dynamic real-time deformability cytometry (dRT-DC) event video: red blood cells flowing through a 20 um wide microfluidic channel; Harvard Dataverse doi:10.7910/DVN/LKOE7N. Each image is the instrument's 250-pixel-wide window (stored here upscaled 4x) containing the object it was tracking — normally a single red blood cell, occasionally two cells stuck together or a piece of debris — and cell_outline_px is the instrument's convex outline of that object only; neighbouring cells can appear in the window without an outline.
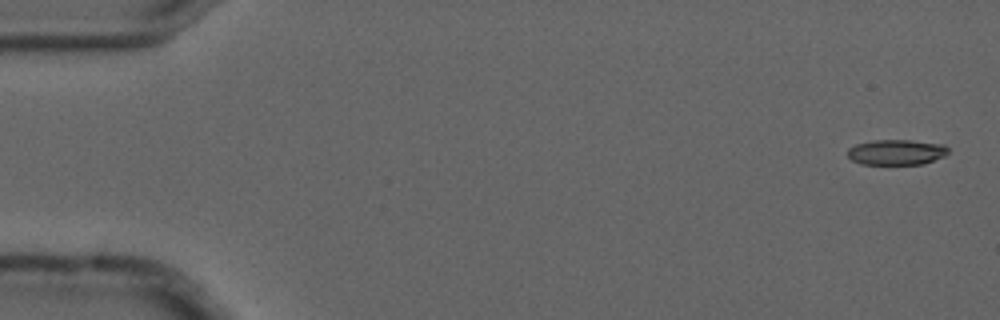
{"species": "common noctule bat (a hibernating species)", "species_latin": "Nyctalus noctula", "temperature_condition": "cold", "stored_images_in_passage": 5, "camera_frame_rate_fps": 3000, "um_per_image_px": 0.085, "animal": {"sex": "male", "forearm_length_mm": 52.5}, "frame": {"image": 1, "passage_image": 1, "time_ms": 0.0, "image_size_px": [1000, 320], "cell_outline_px": [[948, 152], [944, 156], [924, 164], [860, 164], [852, 160], [848, 156], [848, 148], [856, 144], [872, 140], [912, 140], [944, 144], [948, 148]], "centroid_in_image_um": [76.2, 12.93], "position_along_channel_um": 8.8, "area_um2": 14.97}}
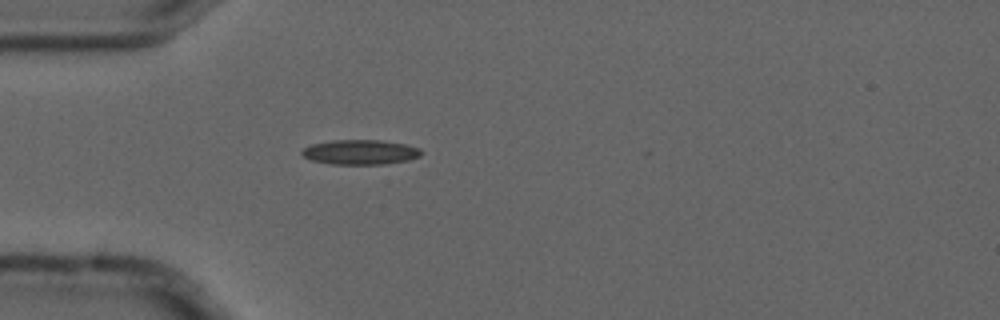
{"frame": {"image": 2, "passage_image": 5, "time_ms": 1.333, "image_size_px": [1000, 320], "cell_outline_px": [[424, 152], [420, 156], [408, 160], [384, 164], [328, 164], [312, 160], [304, 156], [300, 152], [304, 148], [312, 144], [332, 140], [380, 140], [404, 144], [420, 148]], "centroid_in_image_um": [30.64, 12.93], "position_along_channel_um": 54.4, "area_um2": 17.22}}